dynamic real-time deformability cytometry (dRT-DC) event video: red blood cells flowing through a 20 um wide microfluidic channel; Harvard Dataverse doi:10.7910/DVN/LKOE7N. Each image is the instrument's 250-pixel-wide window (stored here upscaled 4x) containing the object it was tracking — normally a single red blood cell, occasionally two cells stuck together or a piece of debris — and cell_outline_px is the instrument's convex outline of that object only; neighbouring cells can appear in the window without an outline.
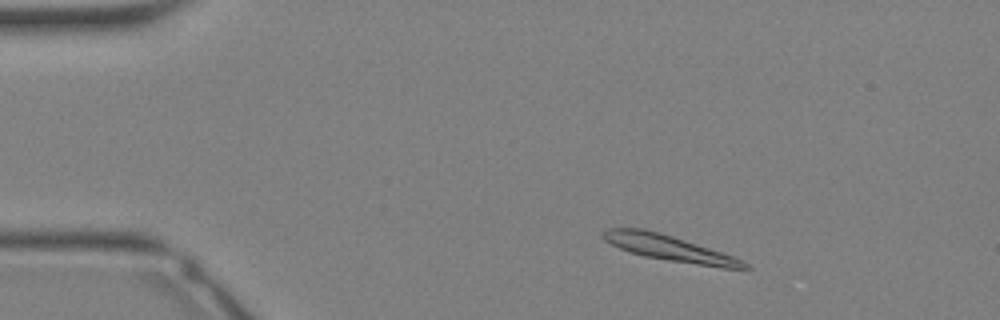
{"species": "Egyptian fruit bat (a non-hibernating species)", "species_latin": "Rousettus aegyptiacus", "temperature_condition": "warm", "stored_images_in_passage": 32, "camera_frame_rate_fps": 3000, "um_per_image_px": 0.085, "animal": {"sex": "female"}, "frame": {"image": 1, "passage_image": 3, "time_ms": 0.667, "image_size_px": [1000, 320], "cell_outline_px": [[752, 268], [724, 268], [668, 260], [644, 256], [628, 252], [604, 240], [600, 236], [608, 228], [644, 228], [660, 232], [732, 256], [748, 264]], "centroid_in_image_um": [56.81, 21.07], "position_along_channel_um": 28.2, "area_um2": 20.69}}
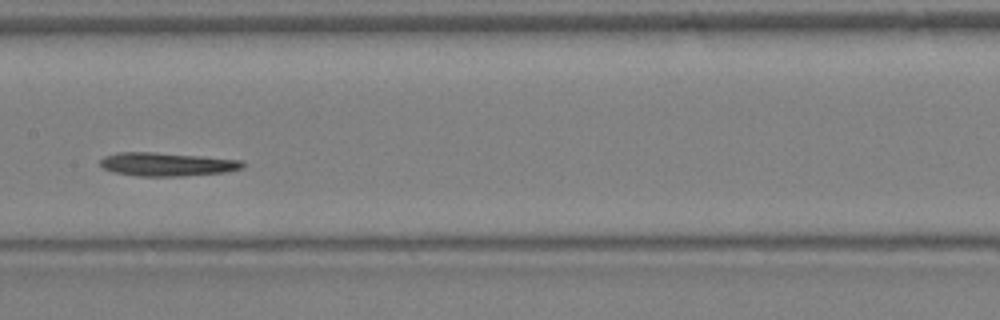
{"frame": {"image": 2, "passage_image": 15, "time_ms": 4.667, "image_size_px": [1000, 320], "cell_outline_px": [[244, 168], [224, 172], [184, 176], [140, 176], [112, 172], [104, 168], [100, 164], [100, 160], [104, 156], [120, 152], [152, 152], [204, 156], [240, 160], [244, 164]], "centroid_in_image_um": [14.18, 13.96], "position_along_channel_um": 193.2, "area_um2": 19.48}}
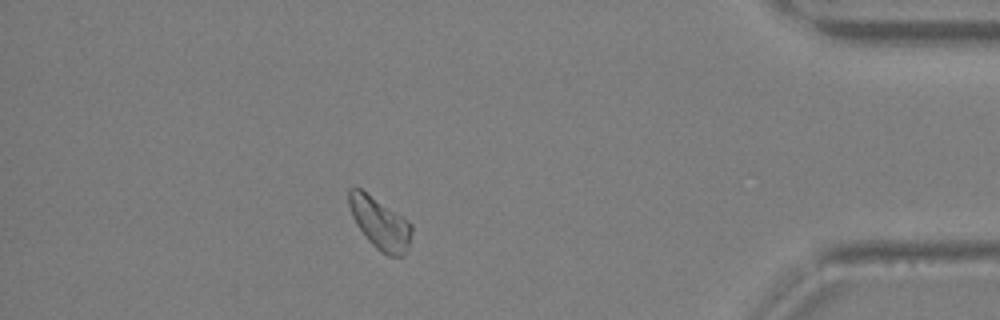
{"frame": {"image": 3, "passage_image": 28, "time_ms": 9.0, "image_size_px": [1000, 320], "cell_outline_px": [[412, 232], [404, 256], [388, 256], [380, 252], [368, 240], [356, 224], [352, 216], [348, 204], [348, 188], [360, 188], [408, 220], [412, 224]], "centroid_in_image_um": [32.28, 18.98], "position_along_channel_um": 402.9, "area_um2": 18.79}}